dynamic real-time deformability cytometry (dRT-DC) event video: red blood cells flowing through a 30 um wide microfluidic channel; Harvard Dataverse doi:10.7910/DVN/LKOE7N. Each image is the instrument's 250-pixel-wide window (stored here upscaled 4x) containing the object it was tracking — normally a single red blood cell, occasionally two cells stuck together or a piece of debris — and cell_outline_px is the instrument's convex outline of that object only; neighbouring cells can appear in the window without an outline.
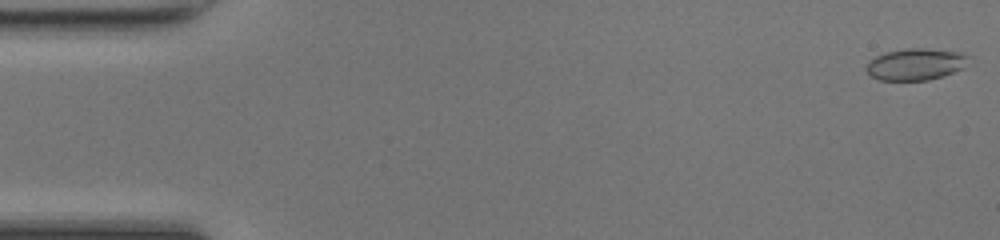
{"species": "common noctule bat (a hibernating species)", "species_latin": "Nyctalus noctula", "temperature_condition": "room temperature", "stored_images_in_passage": 12, "camera_frame_rate_fps": 3000, "um_per_image_px": 0.085, "animal": {"sex": "female", "body_mass_g": 17.0, "forearm_length_mm": 48.0}, "frame": {"image": 1, "passage_image": 1, "time_ms": 0.0, "image_size_px": [1000, 240], "cell_outline_px": [[968, 56], [964, 68], [944, 76], [928, 80], [880, 80], [872, 76], [868, 72], [868, 64], [876, 56], [884, 52], [908, 48], [924, 48], [964, 52]], "centroid_in_image_um": [77.88, 5.45], "position_along_channel_um": 7.1, "area_um2": 18.79}}